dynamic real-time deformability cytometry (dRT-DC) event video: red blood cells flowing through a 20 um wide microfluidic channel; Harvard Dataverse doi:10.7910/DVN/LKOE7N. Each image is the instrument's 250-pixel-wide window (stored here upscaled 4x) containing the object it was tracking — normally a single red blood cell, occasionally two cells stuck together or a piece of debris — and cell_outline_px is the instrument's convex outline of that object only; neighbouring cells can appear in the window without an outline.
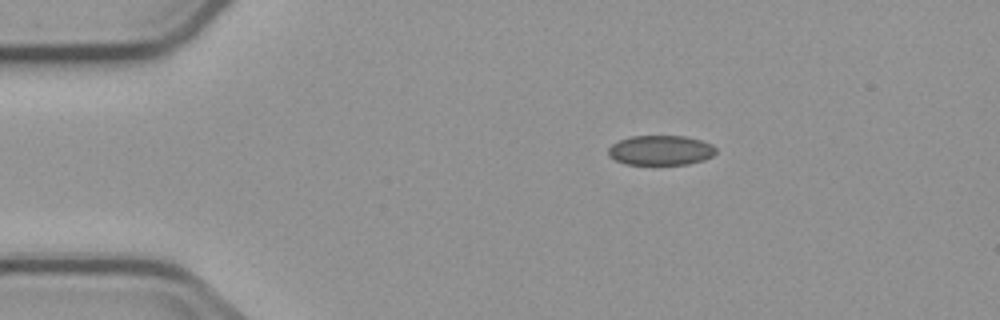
{"species": "common noctule bat (a hibernating species)", "species_latin": "Nyctalus noctula", "temperature_condition": "cold", "stored_images_in_passage": 3, "camera_frame_rate_fps": 3000, "um_per_image_px": 0.085, "animal": {"sex": "male", "body_mass_g": 23.1, "forearm_length_mm": 52.7}, "frame": {"image": 1, "passage_image": 1, "time_ms": 0.0, "image_size_px": [1000, 320], "cell_outline_px": [[716, 152], [712, 156], [704, 160], [688, 164], [624, 164], [608, 156], [608, 148], [612, 144], [620, 140], [632, 136], [684, 136], [700, 140], [712, 144], [716, 148]], "centroid_in_image_um": [56.16, 12.77], "position_along_channel_um": 28.8, "area_um2": 18.67}}
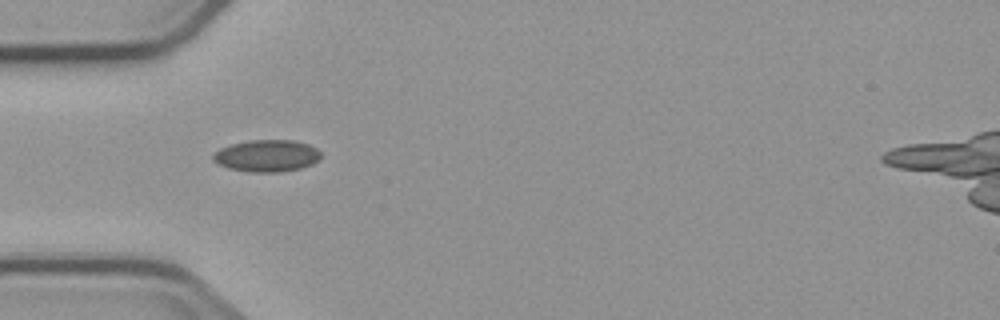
{"frame": {"image": 2, "passage_image": 2, "time_ms": 2.333, "image_size_px": [1000, 320], "cell_outline_px": [[320, 160], [312, 164], [300, 168], [280, 172], [248, 172], [228, 168], [216, 164], [212, 160], [212, 156], [220, 148], [232, 144], [252, 140], [292, 140], [308, 144], [316, 148], [320, 152]], "centroid_in_image_um": [22.67, 13.25], "position_along_channel_um": 62.3, "area_um2": 20.11}}
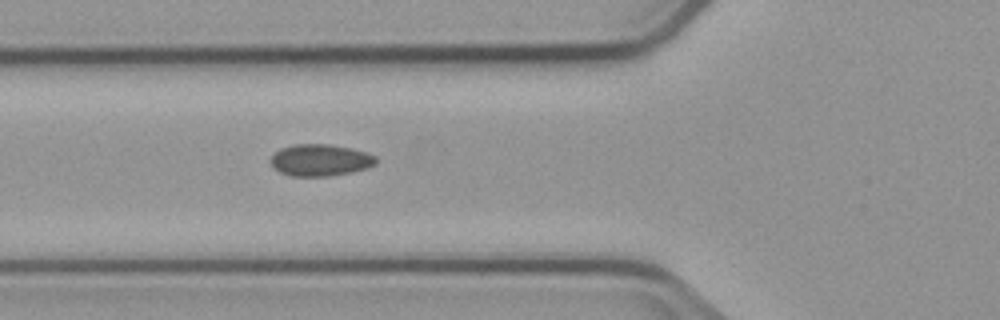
{"frame": {"image": 3, "passage_image": 3, "time_ms": 3.333, "image_size_px": [1000, 320], "cell_outline_px": [[376, 164], [368, 168], [328, 176], [292, 176], [280, 172], [272, 168], [268, 160], [280, 148], [296, 144], [328, 144], [352, 148], [376, 156]], "centroid_in_image_um": [27.18, 13.61], "position_along_channel_um": 98.6, "area_um2": 19.54}}